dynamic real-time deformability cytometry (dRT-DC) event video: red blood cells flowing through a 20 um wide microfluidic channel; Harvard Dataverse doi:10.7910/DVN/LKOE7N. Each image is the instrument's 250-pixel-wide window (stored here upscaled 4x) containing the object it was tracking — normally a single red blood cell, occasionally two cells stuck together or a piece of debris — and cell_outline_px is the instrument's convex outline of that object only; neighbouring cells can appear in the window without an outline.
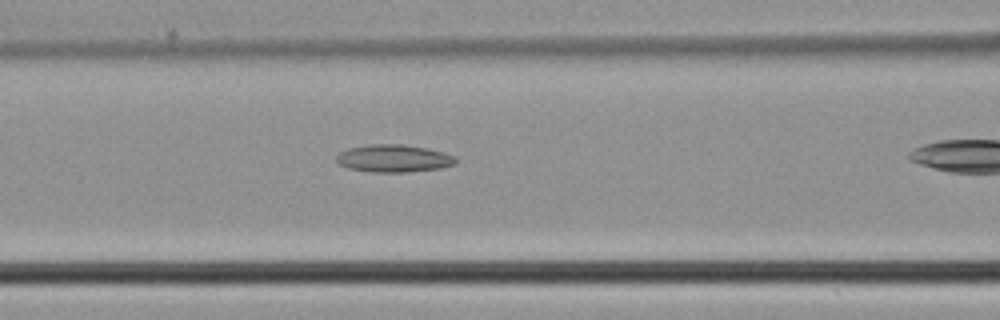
{"species": "common noctule bat (a hibernating species)", "species_latin": "Nyctalus noctula", "temperature_condition": "cold", "stored_images_in_passage": 28, "camera_frame_rate_fps": 3000, "um_per_image_px": 0.085, "animal": {"sex": "male", "body_mass_g": 21.5, "forearm_length_mm": 52.0}, "frame": {"image": 1, "passage_image": 16, "time_ms": 5.0, "image_size_px": [1000, 320], "cell_outline_px": [[456, 164], [440, 168], [404, 172], [372, 172], [348, 168], [336, 164], [336, 156], [340, 152], [348, 148], [372, 144], [404, 144], [428, 148], [444, 152], [456, 156]], "centroid_in_image_um": [33.46, 13.46], "position_along_channel_um": 133.1, "area_um2": 19.31}}
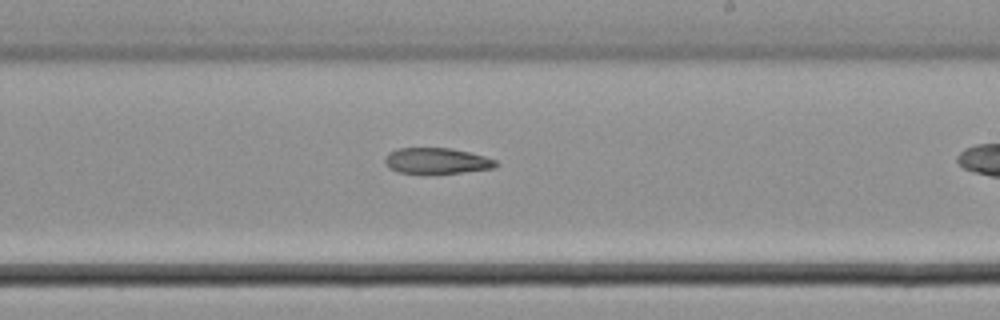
{"frame": {"image": 2, "passage_image": 24, "time_ms": 7.667, "image_size_px": [1000, 320], "cell_outline_px": [[500, 164], [496, 168], [460, 172], [396, 172], [388, 168], [384, 160], [388, 152], [396, 148], [452, 148], [484, 156], [496, 160]], "centroid_in_image_um": [37.12, 13.65], "position_along_channel_um": 251.9, "area_um2": 16.53}}